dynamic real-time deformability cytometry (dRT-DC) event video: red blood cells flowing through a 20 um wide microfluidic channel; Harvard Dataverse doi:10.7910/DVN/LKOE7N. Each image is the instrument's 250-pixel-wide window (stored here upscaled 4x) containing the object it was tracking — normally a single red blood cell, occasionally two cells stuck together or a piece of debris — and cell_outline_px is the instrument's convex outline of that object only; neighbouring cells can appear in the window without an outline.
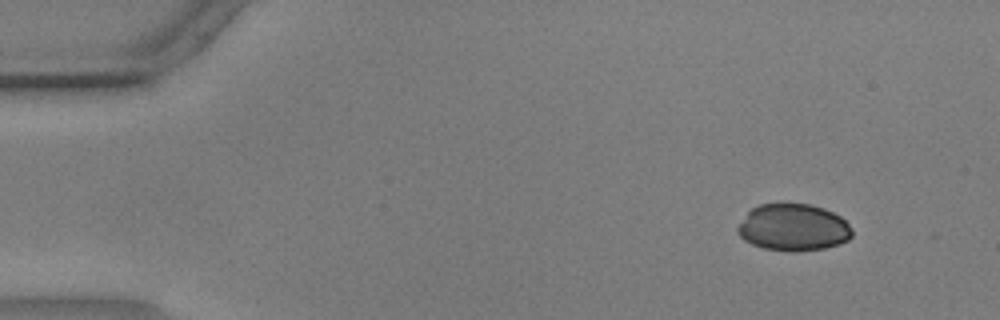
{"species": "common noctule bat (a hibernating species)", "species_latin": "Nyctalus noctula", "temperature_condition": "warm", "stored_images_in_passage": 55, "camera_frame_rate_fps": 3000, "um_per_image_px": 0.085, "animal": {"sex": "male", "body_mass_g": 17.9, "forearm_length_mm": 54.2}, "frame": {"image": 1, "passage_image": 5, "time_ms": 1.333, "image_size_px": [1000, 320], "cell_outline_px": [[852, 236], [848, 240], [840, 244], [824, 248], [796, 252], [792, 252], [764, 248], [752, 244], [744, 240], [736, 232], [736, 228], [748, 212], [752, 208], [760, 204], [808, 204], [824, 208], [840, 216], [852, 228]], "centroid_in_image_um": [67.43, 19.34], "position_along_channel_um": 17.6, "area_um2": 31.33}}
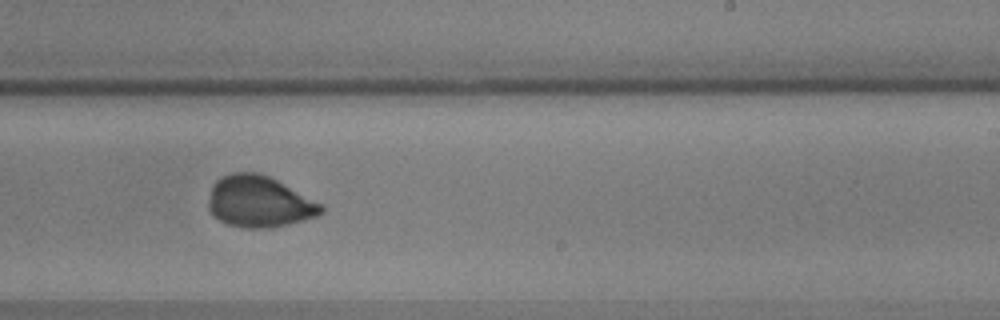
{"frame": {"image": 2, "passage_image": 34, "time_ms": 11.0, "image_size_px": [1000, 320], "cell_outline_px": [[324, 212], [316, 216], [288, 224], [272, 228], [244, 228], [228, 224], [212, 216], [208, 208], [208, 200], [212, 184], [216, 180], [232, 172], [260, 172], [324, 204]], "centroid_in_image_um": [22.02, 17.15], "position_along_channel_um": 267.0, "area_um2": 33.93}}
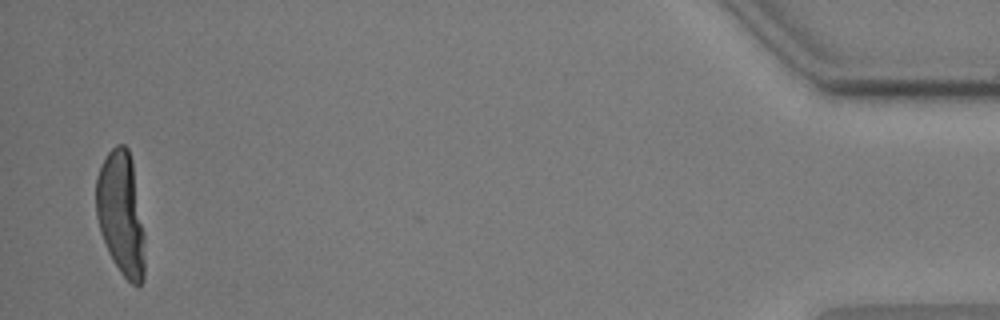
{"frame": {"image": 3, "passage_image": 54, "time_ms": 17.667, "image_size_px": [1000, 320], "cell_outline_px": [[144, 280], [136, 288], [120, 272], [112, 260], [108, 252], [100, 232], [96, 216], [96, 176], [108, 152], [116, 144], [124, 144], [128, 148], [132, 160], [144, 232]], "centroid_in_image_um": [10.28, 18.18], "position_along_channel_um": 424.9, "area_um2": 35.26}}